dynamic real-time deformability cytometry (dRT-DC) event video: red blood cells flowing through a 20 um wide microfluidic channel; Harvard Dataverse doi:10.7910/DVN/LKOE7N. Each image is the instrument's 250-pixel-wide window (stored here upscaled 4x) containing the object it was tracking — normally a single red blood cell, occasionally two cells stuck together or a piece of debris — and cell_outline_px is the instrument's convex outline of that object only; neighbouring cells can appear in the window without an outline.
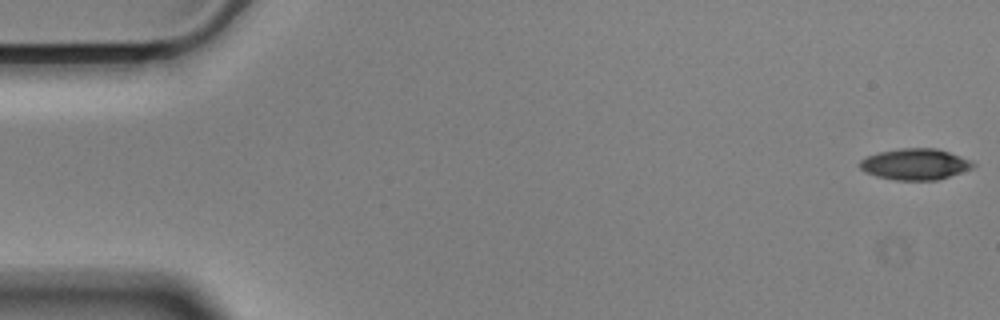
{"species": "Egyptian fruit bat (a non-hibernating species)", "species_latin": "Rousettus aegyptiacus", "temperature_condition": "cold", "stored_images_in_passage": 56, "camera_frame_rate_fps": 3000, "um_per_image_px": 0.085, "animal": {"sex": "male"}, "frame": {"image": 1, "passage_image": 1, "time_ms": 0.0, "image_size_px": [1000, 320], "cell_outline_px": [[976, 164], [972, 168], [936, 180], [896, 180], [876, 176], [864, 172], [860, 168], [860, 160], [868, 156], [880, 152], [900, 148], [936, 148], [972, 160]], "centroid_in_image_um": [77.78, 13.95], "position_along_channel_um": 7.2, "area_um2": 20.4}}
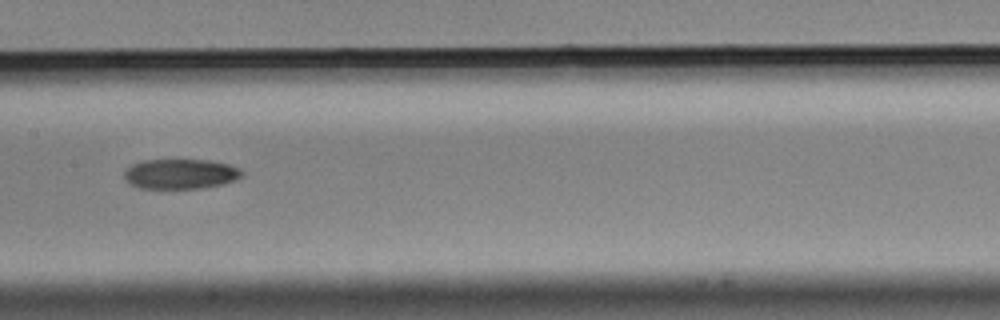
{"frame": {"image": 2, "passage_image": 28, "time_ms": 9.0, "image_size_px": [1000, 320], "cell_outline_px": [[244, 176], [236, 180], [224, 184], [204, 188], [140, 188], [128, 184], [124, 180], [124, 172], [132, 164], [144, 160], [208, 160], [228, 164], [240, 168], [244, 172]], "centroid_in_image_um": [15.37, 14.79], "position_along_channel_um": 192.0, "area_um2": 20.81}}
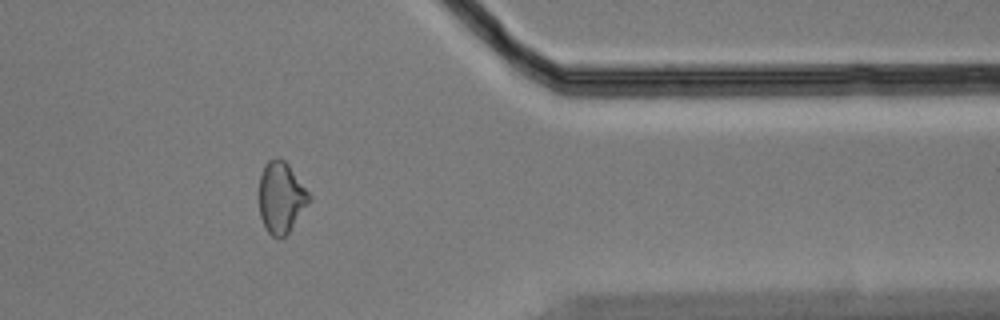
{"frame": {"image": 3, "passage_image": 46, "time_ms": 15.0, "image_size_px": [1000, 320], "cell_outline_px": [[312, 200], [288, 232], [280, 240], [272, 236], [268, 232], [260, 216], [260, 176], [264, 164], [268, 160], [276, 156], [284, 160], [288, 164], [312, 196]], "centroid_in_image_um": [23.91, 16.77], "position_along_channel_um": 387.5, "area_um2": 20.81}, "authors_computed_cell_mechanics": {"area_um2": 21.1548, "velocity_mm_per_s": 3.5512, "shape_relaxation_time_tau1_ms": 6.7998, "shape_relaxation_time_tau2_ms": null, "deformation_change_tau1": 0.136, "deformation_change_tau2": null}}